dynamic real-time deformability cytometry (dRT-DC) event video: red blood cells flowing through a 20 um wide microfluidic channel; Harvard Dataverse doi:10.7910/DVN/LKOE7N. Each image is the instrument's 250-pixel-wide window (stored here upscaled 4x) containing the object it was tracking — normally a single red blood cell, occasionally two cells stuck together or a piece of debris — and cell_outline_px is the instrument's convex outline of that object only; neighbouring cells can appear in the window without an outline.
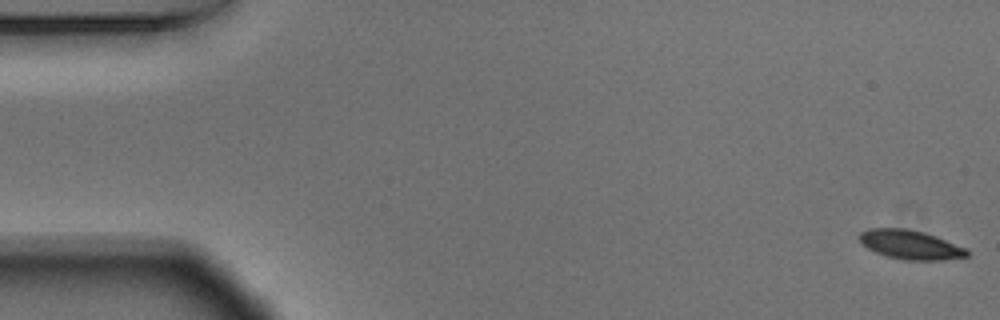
{"species": "Egyptian fruit bat (a non-hibernating species)", "species_latin": "Rousettus aegyptiacus", "temperature_condition": "warm", "stored_images_in_passage": 55, "camera_frame_rate_fps": 3000, "um_per_image_px": 0.085, "animal": {"sex": "male"}, "frame": {"image": 1, "passage_image": 1, "time_ms": 0.0, "image_size_px": [1000, 320], "cell_outline_px": [[968, 256], [944, 260], [904, 260], [888, 256], [876, 252], [860, 244], [860, 232], [868, 228], [904, 228], [924, 232], [936, 236], [968, 248]], "centroid_in_image_um": [77.4, 20.79], "position_along_channel_um": 7.6, "area_um2": 18.32}}
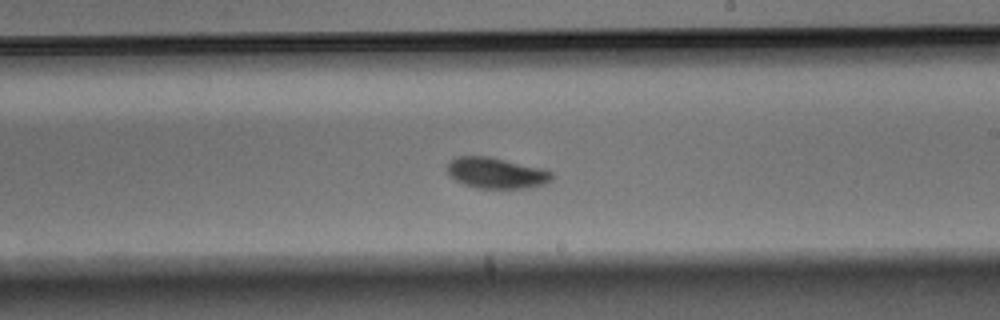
{"frame": {"image": 2, "passage_image": 32, "time_ms": 10.333, "image_size_px": [1000, 320], "cell_outline_px": [[556, 176], [552, 180], [544, 184], [532, 188], [476, 188], [464, 184], [448, 176], [448, 164], [456, 156], [488, 156], [544, 168], [552, 172]], "centroid_in_image_um": [42.24, 14.71], "position_along_channel_um": 246.8, "area_um2": 19.07}}
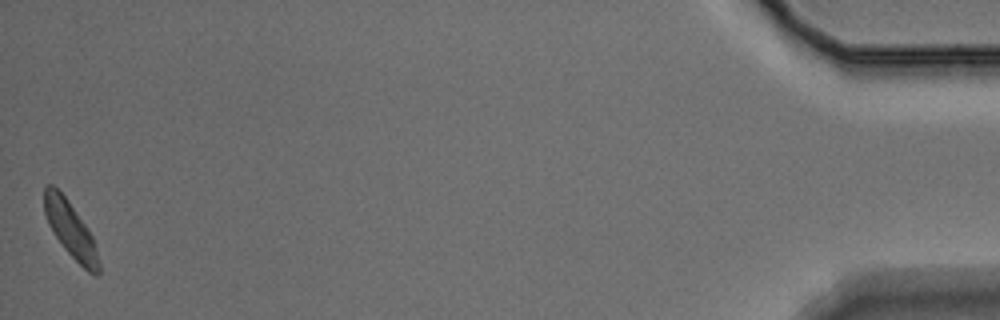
{"frame": {"image": 3, "passage_image": 55, "time_ms": 18.0, "image_size_px": [1000, 320], "cell_outline_px": [[100, 272], [96, 276], [88, 272], [64, 248], [48, 224], [44, 212], [44, 188], [48, 184], [52, 184], [68, 200], [92, 236], [100, 264]], "centroid_in_image_um": [5.99, 19.52], "position_along_channel_um": 429.2, "area_um2": 17.28}, "authors_computed_cell_mechanics": {"area_um2": 18.7272, "velocity_mm_per_s": 3.6443, "shape_relaxation_time_tau1_ms": 3.2184, "shape_relaxation_time_tau2_ms": 2.8374, "deformation_change_tau1": 0.1611, "deformation_change_tau2": 0.0665}}